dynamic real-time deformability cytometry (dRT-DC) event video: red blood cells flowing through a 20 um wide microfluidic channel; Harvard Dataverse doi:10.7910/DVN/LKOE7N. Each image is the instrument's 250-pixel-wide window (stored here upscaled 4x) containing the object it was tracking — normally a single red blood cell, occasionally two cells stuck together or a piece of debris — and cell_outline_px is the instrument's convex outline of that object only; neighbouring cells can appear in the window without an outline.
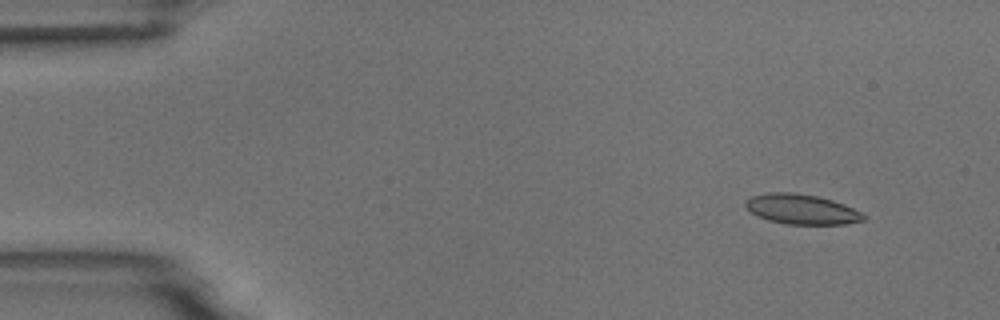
{"species": "common noctule bat (a hibernating species)", "species_latin": "Nyctalus noctula", "temperature_condition": "room temperature", "stored_images_in_passage": 4, "camera_frame_rate_fps": 3000, "um_per_image_px": 0.085, "animal": {"sex": "male", "body_mass_g": 18.8}, "frame": {"image": 1, "passage_image": 1, "time_ms": 0.0, "image_size_px": [1000, 320], "cell_outline_px": [[868, 216], [864, 220], [848, 224], [784, 224], [768, 220], [752, 212], [744, 204], [744, 200], [752, 196], [768, 192], [792, 192], [816, 196], [832, 200], [844, 204]], "centroid_in_image_um": [68.15, 17.78], "position_along_channel_um": 16.9, "area_um2": 20.58}}
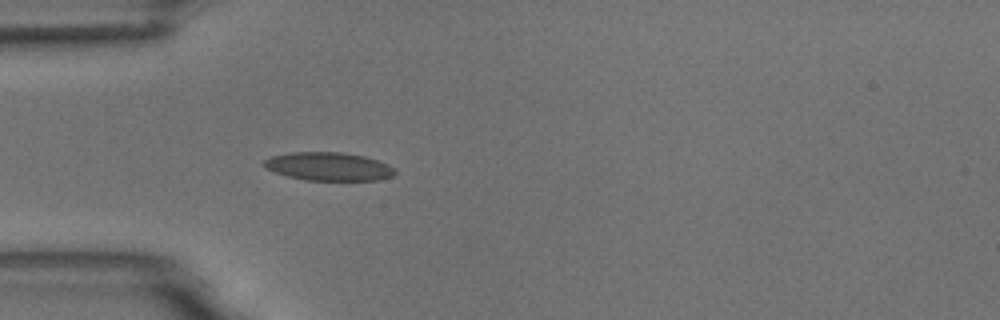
{"frame": {"image": 2, "passage_image": 4, "time_ms": 3.667, "image_size_px": [1000, 320], "cell_outline_px": [[396, 172], [392, 176], [380, 180], [304, 180], [288, 176], [264, 168], [260, 164], [264, 160], [272, 156], [292, 152], [340, 152], [364, 156], [388, 164], [396, 168]], "centroid_in_image_um": [27.92, 14.15], "position_along_channel_um": 57.1, "area_um2": 21.68}}